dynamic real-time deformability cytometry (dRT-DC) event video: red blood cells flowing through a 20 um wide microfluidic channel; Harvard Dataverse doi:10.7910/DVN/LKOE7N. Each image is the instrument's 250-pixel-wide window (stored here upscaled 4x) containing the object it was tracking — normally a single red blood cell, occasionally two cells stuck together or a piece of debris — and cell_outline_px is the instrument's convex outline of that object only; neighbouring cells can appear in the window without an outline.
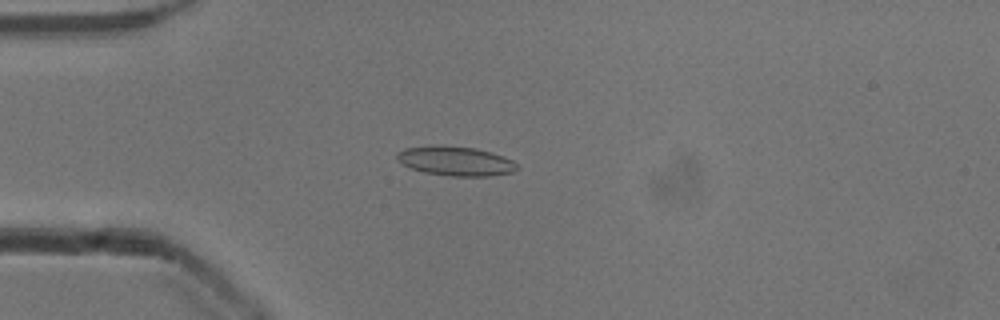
{"species": "common noctule bat (a hibernating species)", "species_latin": "Nyctalus noctula", "temperature_condition": "cold", "stored_images_in_passage": 23, "camera_frame_rate_fps": 3000, "um_per_image_px": 0.085, "animal": {"sex": "male", "body_mass_g": 13.3}, "frame": {"image": 1, "passage_image": 14, "time_ms": 4.333, "image_size_px": [1000, 320], "cell_outline_px": [[516, 168], [512, 172], [488, 176], [452, 176], [424, 172], [412, 168], [404, 164], [396, 156], [396, 152], [404, 148], [476, 148], [492, 152], [512, 160], [516, 164]], "centroid_in_image_um": [38.78, 13.73], "position_along_channel_um": 46.2, "area_um2": 19.42}}
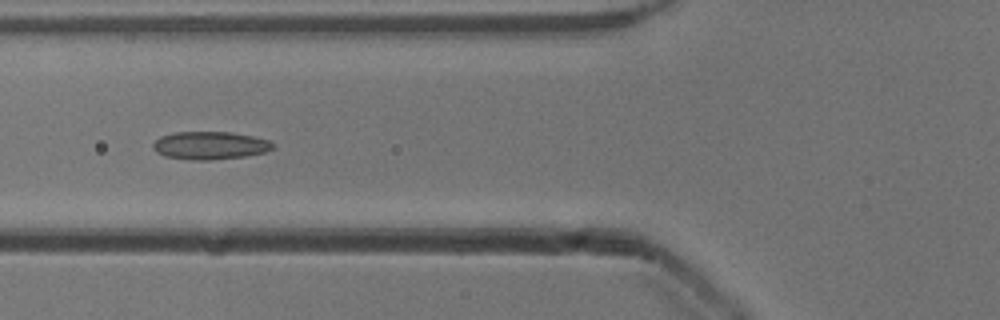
{"frame": {"image": 2, "passage_image": 20, "time_ms": 6.333, "image_size_px": [1000, 320], "cell_outline_px": [[276, 144], [272, 148], [264, 152], [244, 156], [212, 160], [192, 160], [164, 156], [156, 152], [152, 148], [152, 144], [160, 136], [176, 132], [232, 132], [252, 136], [268, 140]], "centroid_in_image_um": [17.82, 12.36], "position_along_channel_um": 108.0, "area_um2": 19.48}}